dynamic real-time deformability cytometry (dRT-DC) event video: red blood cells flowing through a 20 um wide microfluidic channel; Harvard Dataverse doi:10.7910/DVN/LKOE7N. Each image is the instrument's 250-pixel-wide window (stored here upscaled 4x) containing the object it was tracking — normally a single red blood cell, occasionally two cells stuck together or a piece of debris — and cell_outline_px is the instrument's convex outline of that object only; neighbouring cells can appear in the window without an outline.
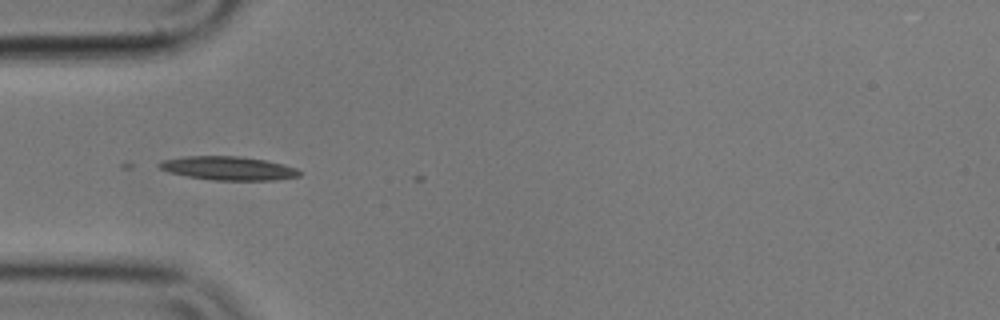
{"species": "common noctule bat (a hibernating species)", "species_latin": "Nyctalus noctula", "temperature_condition": "cold", "stored_images_in_passage": 2, "camera_frame_rate_fps": 3000, "um_per_image_px": 0.085, "animal": {"sex": "male", "body_mass_g": 17.9}, "frame": {"image": 1, "passage_image": 1, "time_ms": 0.0, "image_size_px": [1000, 320], "cell_outline_px": [[300, 176], [276, 180], [212, 180], [188, 176], [168, 172], [160, 168], [156, 164], [160, 160], [184, 156], [236, 156], [264, 160], [284, 164], [296, 168], [300, 172]], "centroid_in_image_um": [19.37, 14.3], "position_along_channel_um": 65.6, "area_um2": 19.36}}